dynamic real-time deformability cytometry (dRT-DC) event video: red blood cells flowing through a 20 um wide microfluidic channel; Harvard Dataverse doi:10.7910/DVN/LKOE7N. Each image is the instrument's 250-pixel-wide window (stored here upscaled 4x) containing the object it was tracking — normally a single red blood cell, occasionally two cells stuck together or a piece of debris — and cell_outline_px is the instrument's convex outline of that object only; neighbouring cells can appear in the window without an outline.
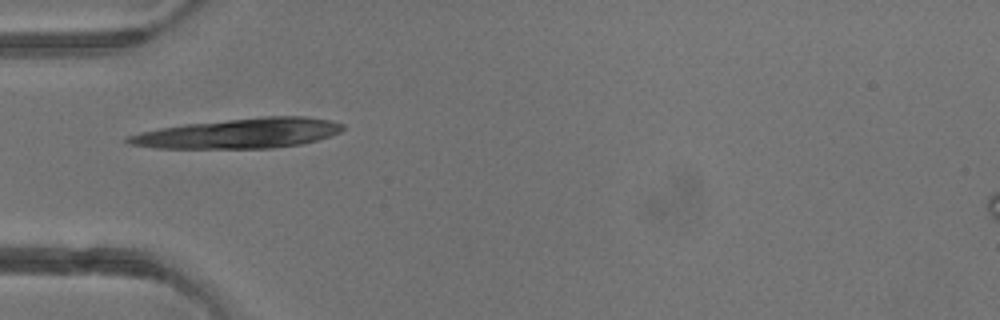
{"species": "common noctule bat (a hibernating species)", "species_latin": "Nyctalus noctula", "temperature_condition": "warm", "stored_images_in_passage": 4, "camera_frame_rate_fps": 3000, "um_per_image_px": 0.085, "animal": {"sex": "male", "body_mass_g": 13.3}, "frame": {"image": 1, "passage_image": 4, "time_ms": 4.333, "image_size_px": [1000, 320], "cell_outline_px": [[344, 128], [340, 132], [316, 140], [300, 144], [272, 148], [156, 148], [128, 144], [124, 140], [128, 136], [140, 132], [160, 128], [184, 124], [264, 116], [304, 116], [328, 120], [344, 124]], "centroid_in_image_um": [20.31, 11.33], "position_along_channel_um": 64.7, "area_um2": 37.28}}